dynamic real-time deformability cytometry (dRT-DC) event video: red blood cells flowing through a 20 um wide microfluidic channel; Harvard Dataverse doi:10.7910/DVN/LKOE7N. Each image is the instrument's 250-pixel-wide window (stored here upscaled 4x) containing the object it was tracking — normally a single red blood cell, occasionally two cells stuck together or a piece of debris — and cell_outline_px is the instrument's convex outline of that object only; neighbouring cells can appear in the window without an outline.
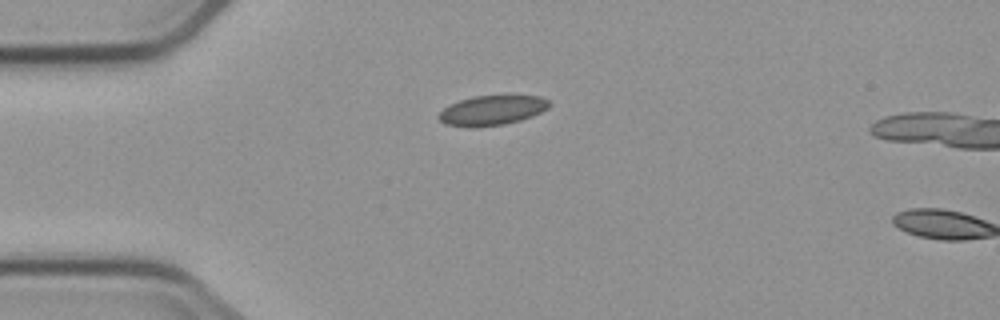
{"species": "common noctule bat (a hibernating species)", "species_latin": "Nyctalus noctula", "temperature_condition": "cold", "stored_images_in_passage": 2, "camera_frame_rate_fps": 3000, "um_per_image_px": 0.085, "animal": {"sex": "male", "body_mass_g": 23.1, "forearm_length_mm": 52.7}, "frame": {"image": 1, "passage_image": 1, "time_ms": 0.0, "image_size_px": [1000, 320], "cell_outline_px": [[552, 104], [548, 108], [532, 116], [520, 120], [504, 124], [472, 128], [468, 128], [444, 124], [436, 116], [448, 104], [472, 96], [540, 96], [548, 100]], "centroid_in_image_um": [41.78, 9.39], "position_along_channel_um": 43.2, "area_um2": 19.31}}